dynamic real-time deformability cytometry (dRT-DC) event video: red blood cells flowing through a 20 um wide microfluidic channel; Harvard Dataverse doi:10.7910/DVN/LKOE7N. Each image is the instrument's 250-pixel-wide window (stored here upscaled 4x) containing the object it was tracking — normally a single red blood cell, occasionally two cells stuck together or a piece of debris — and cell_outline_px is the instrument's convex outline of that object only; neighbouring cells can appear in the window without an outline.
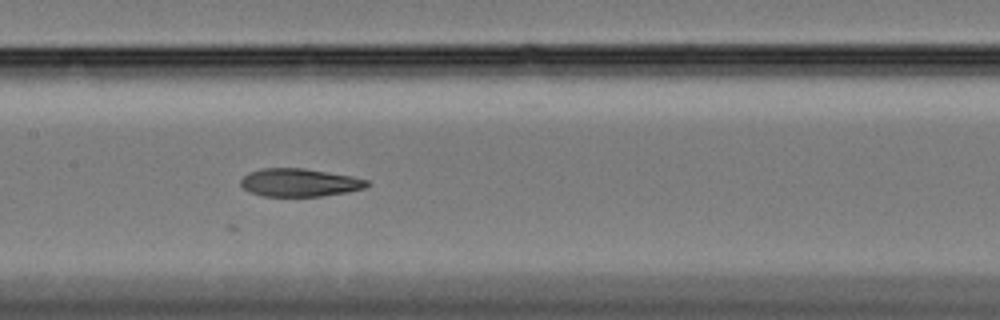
{"species": "Egyptian fruit bat (a non-hibernating species)", "species_latin": "Rousettus aegyptiacus", "temperature_condition": "cold", "stored_images_in_passage": 24, "camera_frame_rate_fps": 3000, "um_per_image_px": 0.085, "animal": {"sex": "female"}, "frame": {"image": 1, "passage_image": 17, "time_ms": 5.333, "image_size_px": [1000, 320], "cell_outline_px": [[368, 184], [364, 188], [348, 192], [324, 196], [264, 196], [252, 192], [244, 188], [240, 184], [240, 180], [248, 172], [260, 168], [304, 168], [352, 176], [368, 180]], "centroid_in_image_um": [25.45, 15.51], "position_along_channel_um": 181.9, "area_um2": 20.58}}
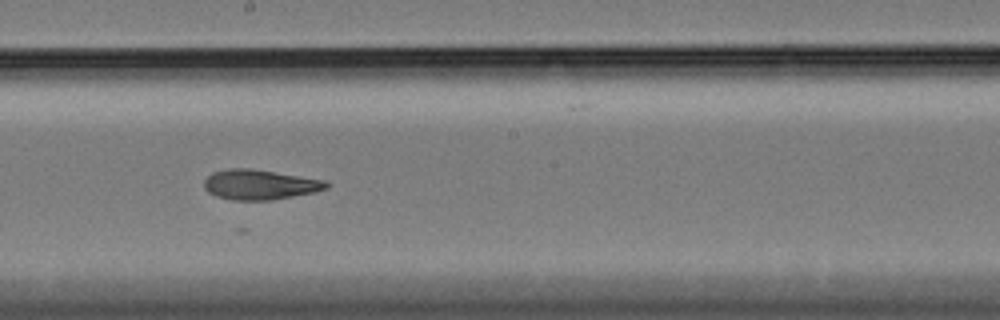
{"frame": {"image": 2, "passage_image": 21, "time_ms": 6.667, "image_size_px": [1000, 320], "cell_outline_px": [[328, 188], [316, 192], [272, 200], [232, 200], [216, 196], [208, 192], [204, 188], [204, 180], [212, 172], [228, 168], [248, 168], [324, 180], [328, 184]], "centroid_in_image_um": [22.05, 15.7], "position_along_channel_um": 226.2, "area_um2": 21.27}}